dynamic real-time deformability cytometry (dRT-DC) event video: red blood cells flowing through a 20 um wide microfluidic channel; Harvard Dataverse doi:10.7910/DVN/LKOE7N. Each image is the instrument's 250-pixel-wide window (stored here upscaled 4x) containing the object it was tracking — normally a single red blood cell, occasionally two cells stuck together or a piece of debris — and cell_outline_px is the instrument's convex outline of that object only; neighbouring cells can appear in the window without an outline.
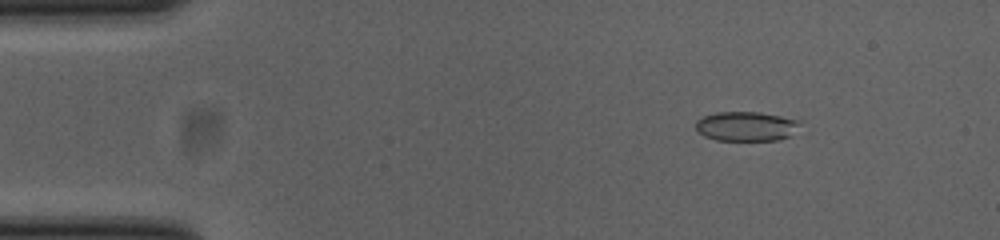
{"species": "common noctule bat (a hibernating species)", "species_latin": "Nyctalus noctula", "temperature_condition": "cold", "stored_images_in_passage": 52, "camera_frame_rate_fps": 3000, "um_per_image_px": 0.085, "animal": {"sex": "female", "body_mass_g": 23.0, "forearm_length_mm": 53.4}, "frame": {"image": 1, "passage_image": 7, "time_ms": 2.0, "image_size_px": [1000, 240], "cell_outline_px": [[800, 124], [788, 136], [780, 140], [716, 140], [704, 136], [696, 128], [696, 120], [704, 116], [716, 112], [760, 112], [800, 120]], "centroid_in_image_um": [63.4, 10.73], "position_along_channel_um": 21.6, "area_um2": 17.74}}
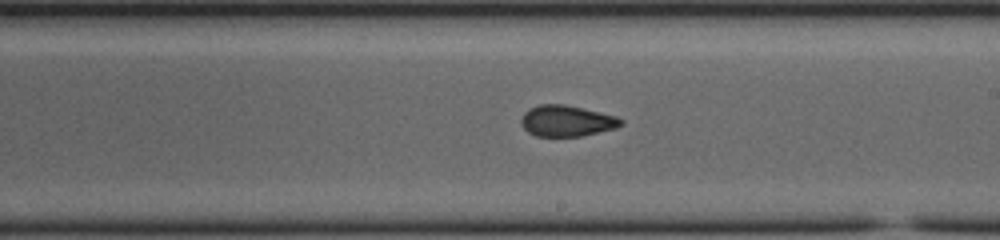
{"frame": {"image": 2, "passage_image": 30, "time_ms": 9.667, "image_size_px": [1000, 240], "cell_outline_px": [[624, 124], [616, 128], [580, 136], [536, 136], [528, 132], [520, 124], [520, 120], [524, 112], [528, 108], [540, 104], [564, 104], [616, 116], [624, 120]], "centroid_in_image_um": [48.15, 10.27], "position_along_channel_um": 240.9, "area_um2": 18.09}}
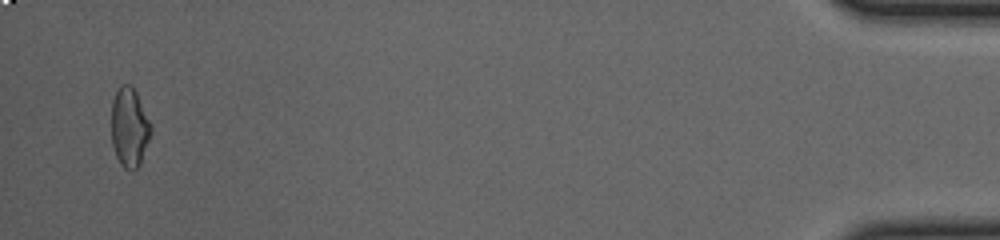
{"frame": {"image": 3, "passage_image": 51, "time_ms": 16.667, "image_size_px": [1000, 240], "cell_outline_px": [[152, 132], [140, 164], [132, 172], [124, 168], [120, 164], [116, 156], [112, 144], [112, 100], [120, 84], [128, 84], [136, 92], [152, 124]], "centroid_in_image_um": [11.01, 10.85], "position_along_channel_um": 424.2, "area_um2": 18.38}, "authors_computed_cell_mechanics": {"area_um2": 18.3226, "velocity_mm_per_s": 3.8898, "shape_relaxation_time_tau1_ms": null, "shape_relaxation_time_tau2_ms": 1.7871, "deformation_change_tau1": null, "deformation_change_tau2": 0.0681}}